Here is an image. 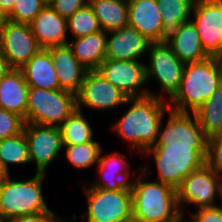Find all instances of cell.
I'll return each mask as SVG.
<instances>
[{
	"label": "cell",
	"mask_w": 222,
	"mask_h": 222,
	"mask_svg": "<svg viewBox=\"0 0 222 222\" xmlns=\"http://www.w3.org/2000/svg\"><path fill=\"white\" fill-rule=\"evenodd\" d=\"M124 106L130 107L112 125V131L126 141L131 150L136 148L140 153H144L154 146L157 140L160 124L170 110L168 102L147 95L128 98Z\"/></svg>",
	"instance_id": "1"
},
{
	"label": "cell",
	"mask_w": 222,
	"mask_h": 222,
	"mask_svg": "<svg viewBox=\"0 0 222 222\" xmlns=\"http://www.w3.org/2000/svg\"><path fill=\"white\" fill-rule=\"evenodd\" d=\"M222 84V58L186 63L179 89L169 100L170 110L194 113Z\"/></svg>",
	"instance_id": "2"
},
{
	"label": "cell",
	"mask_w": 222,
	"mask_h": 222,
	"mask_svg": "<svg viewBox=\"0 0 222 222\" xmlns=\"http://www.w3.org/2000/svg\"><path fill=\"white\" fill-rule=\"evenodd\" d=\"M148 171L147 166L138 167L141 174L130 184L132 213L142 222H174L182 215L177 191L162 182L146 180Z\"/></svg>",
	"instance_id": "3"
},
{
	"label": "cell",
	"mask_w": 222,
	"mask_h": 222,
	"mask_svg": "<svg viewBox=\"0 0 222 222\" xmlns=\"http://www.w3.org/2000/svg\"><path fill=\"white\" fill-rule=\"evenodd\" d=\"M47 174L36 173L27 180H14L8 175L0 180V222L53 212L43 197L42 184Z\"/></svg>",
	"instance_id": "4"
},
{
	"label": "cell",
	"mask_w": 222,
	"mask_h": 222,
	"mask_svg": "<svg viewBox=\"0 0 222 222\" xmlns=\"http://www.w3.org/2000/svg\"><path fill=\"white\" fill-rule=\"evenodd\" d=\"M142 155L154 157L158 171L155 181L177 191L191 172L206 163L207 147H150Z\"/></svg>",
	"instance_id": "5"
},
{
	"label": "cell",
	"mask_w": 222,
	"mask_h": 222,
	"mask_svg": "<svg viewBox=\"0 0 222 222\" xmlns=\"http://www.w3.org/2000/svg\"><path fill=\"white\" fill-rule=\"evenodd\" d=\"M77 109V96L66 90L30 87L25 123L60 127Z\"/></svg>",
	"instance_id": "6"
},
{
	"label": "cell",
	"mask_w": 222,
	"mask_h": 222,
	"mask_svg": "<svg viewBox=\"0 0 222 222\" xmlns=\"http://www.w3.org/2000/svg\"><path fill=\"white\" fill-rule=\"evenodd\" d=\"M147 55L150 61L149 65L145 64L147 83L155 79L163 91V94L150 96L169 101L179 89L186 63L176 56L166 41L151 43Z\"/></svg>",
	"instance_id": "7"
},
{
	"label": "cell",
	"mask_w": 222,
	"mask_h": 222,
	"mask_svg": "<svg viewBox=\"0 0 222 222\" xmlns=\"http://www.w3.org/2000/svg\"><path fill=\"white\" fill-rule=\"evenodd\" d=\"M84 185V186H83ZM87 198L86 222H121L132 214L130 185L118 191H106L83 183Z\"/></svg>",
	"instance_id": "8"
},
{
	"label": "cell",
	"mask_w": 222,
	"mask_h": 222,
	"mask_svg": "<svg viewBox=\"0 0 222 222\" xmlns=\"http://www.w3.org/2000/svg\"><path fill=\"white\" fill-rule=\"evenodd\" d=\"M216 197H222V174L212 170L206 163L191 172L177 190L178 205L184 216V208L189 204L197 210L219 206L215 203Z\"/></svg>",
	"instance_id": "9"
},
{
	"label": "cell",
	"mask_w": 222,
	"mask_h": 222,
	"mask_svg": "<svg viewBox=\"0 0 222 222\" xmlns=\"http://www.w3.org/2000/svg\"><path fill=\"white\" fill-rule=\"evenodd\" d=\"M166 126L160 124L157 140L152 147H207L208 138L194 113L169 110Z\"/></svg>",
	"instance_id": "10"
},
{
	"label": "cell",
	"mask_w": 222,
	"mask_h": 222,
	"mask_svg": "<svg viewBox=\"0 0 222 222\" xmlns=\"http://www.w3.org/2000/svg\"><path fill=\"white\" fill-rule=\"evenodd\" d=\"M191 15L206 54L222 58V0H195Z\"/></svg>",
	"instance_id": "11"
},
{
	"label": "cell",
	"mask_w": 222,
	"mask_h": 222,
	"mask_svg": "<svg viewBox=\"0 0 222 222\" xmlns=\"http://www.w3.org/2000/svg\"><path fill=\"white\" fill-rule=\"evenodd\" d=\"M41 49L30 24L6 19L0 34V51L12 69L22 68Z\"/></svg>",
	"instance_id": "12"
},
{
	"label": "cell",
	"mask_w": 222,
	"mask_h": 222,
	"mask_svg": "<svg viewBox=\"0 0 222 222\" xmlns=\"http://www.w3.org/2000/svg\"><path fill=\"white\" fill-rule=\"evenodd\" d=\"M24 133L28 141L30 163H35L36 173L47 174L46 169L60 156L64 147L60 128L25 123Z\"/></svg>",
	"instance_id": "13"
},
{
	"label": "cell",
	"mask_w": 222,
	"mask_h": 222,
	"mask_svg": "<svg viewBox=\"0 0 222 222\" xmlns=\"http://www.w3.org/2000/svg\"><path fill=\"white\" fill-rule=\"evenodd\" d=\"M113 86L129 98L154 94L146 85L145 63L141 61H117L105 59L97 69Z\"/></svg>",
	"instance_id": "14"
},
{
	"label": "cell",
	"mask_w": 222,
	"mask_h": 222,
	"mask_svg": "<svg viewBox=\"0 0 222 222\" xmlns=\"http://www.w3.org/2000/svg\"><path fill=\"white\" fill-rule=\"evenodd\" d=\"M77 96V109L105 111L125 105L128 96L113 86L97 70H89Z\"/></svg>",
	"instance_id": "15"
},
{
	"label": "cell",
	"mask_w": 222,
	"mask_h": 222,
	"mask_svg": "<svg viewBox=\"0 0 222 222\" xmlns=\"http://www.w3.org/2000/svg\"><path fill=\"white\" fill-rule=\"evenodd\" d=\"M151 43L137 29L129 25L109 31L106 37V59L139 61V58L147 54Z\"/></svg>",
	"instance_id": "16"
},
{
	"label": "cell",
	"mask_w": 222,
	"mask_h": 222,
	"mask_svg": "<svg viewBox=\"0 0 222 222\" xmlns=\"http://www.w3.org/2000/svg\"><path fill=\"white\" fill-rule=\"evenodd\" d=\"M161 10L156 0H128V25L152 43L165 42Z\"/></svg>",
	"instance_id": "17"
},
{
	"label": "cell",
	"mask_w": 222,
	"mask_h": 222,
	"mask_svg": "<svg viewBox=\"0 0 222 222\" xmlns=\"http://www.w3.org/2000/svg\"><path fill=\"white\" fill-rule=\"evenodd\" d=\"M102 154L103 152H101L98 162L99 180L91 181L90 186L106 191H118L130 185L134 180L130 176H136V172L130 170L125 155H121L117 151L106 155Z\"/></svg>",
	"instance_id": "18"
},
{
	"label": "cell",
	"mask_w": 222,
	"mask_h": 222,
	"mask_svg": "<svg viewBox=\"0 0 222 222\" xmlns=\"http://www.w3.org/2000/svg\"><path fill=\"white\" fill-rule=\"evenodd\" d=\"M47 49L50 51L56 69L60 89L77 95L89 70L78 62L68 44Z\"/></svg>",
	"instance_id": "19"
},
{
	"label": "cell",
	"mask_w": 222,
	"mask_h": 222,
	"mask_svg": "<svg viewBox=\"0 0 222 222\" xmlns=\"http://www.w3.org/2000/svg\"><path fill=\"white\" fill-rule=\"evenodd\" d=\"M33 35L41 48L62 46L69 43L67 19L47 5L30 23Z\"/></svg>",
	"instance_id": "20"
},
{
	"label": "cell",
	"mask_w": 222,
	"mask_h": 222,
	"mask_svg": "<svg viewBox=\"0 0 222 222\" xmlns=\"http://www.w3.org/2000/svg\"><path fill=\"white\" fill-rule=\"evenodd\" d=\"M29 89L22 71L11 69L0 81V108L26 120Z\"/></svg>",
	"instance_id": "21"
},
{
	"label": "cell",
	"mask_w": 222,
	"mask_h": 222,
	"mask_svg": "<svg viewBox=\"0 0 222 222\" xmlns=\"http://www.w3.org/2000/svg\"><path fill=\"white\" fill-rule=\"evenodd\" d=\"M166 43L184 63L199 62L209 57L201 45L198 31L191 20L183 23L177 31L169 35Z\"/></svg>",
	"instance_id": "22"
},
{
	"label": "cell",
	"mask_w": 222,
	"mask_h": 222,
	"mask_svg": "<svg viewBox=\"0 0 222 222\" xmlns=\"http://www.w3.org/2000/svg\"><path fill=\"white\" fill-rule=\"evenodd\" d=\"M20 70L29 87L46 90L60 89L56 69L48 49L42 48Z\"/></svg>",
	"instance_id": "23"
},
{
	"label": "cell",
	"mask_w": 222,
	"mask_h": 222,
	"mask_svg": "<svg viewBox=\"0 0 222 222\" xmlns=\"http://www.w3.org/2000/svg\"><path fill=\"white\" fill-rule=\"evenodd\" d=\"M107 32L89 34L69 41L74 56L88 70H97L106 59Z\"/></svg>",
	"instance_id": "24"
},
{
	"label": "cell",
	"mask_w": 222,
	"mask_h": 222,
	"mask_svg": "<svg viewBox=\"0 0 222 222\" xmlns=\"http://www.w3.org/2000/svg\"><path fill=\"white\" fill-rule=\"evenodd\" d=\"M101 30L105 32L128 26L127 0H88Z\"/></svg>",
	"instance_id": "25"
},
{
	"label": "cell",
	"mask_w": 222,
	"mask_h": 222,
	"mask_svg": "<svg viewBox=\"0 0 222 222\" xmlns=\"http://www.w3.org/2000/svg\"><path fill=\"white\" fill-rule=\"evenodd\" d=\"M194 114L207 138L222 133V84Z\"/></svg>",
	"instance_id": "26"
},
{
	"label": "cell",
	"mask_w": 222,
	"mask_h": 222,
	"mask_svg": "<svg viewBox=\"0 0 222 222\" xmlns=\"http://www.w3.org/2000/svg\"><path fill=\"white\" fill-rule=\"evenodd\" d=\"M161 10L166 38L189 21L195 0H156Z\"/></svg>",
	"instance_id": "27"
},
{
	"label": "cell",
	"mask_w": 222,
	"mask_h": 222,
	"mask_svg": "<svg viewBox=\"0 0 222 222\" xmlns=\"http://www.w3.org/2000/svg\"><path fill=\"white\" fill-rule=\"evenodd\" d=\"M63 146H71L92 142L93 129L83 114V109H76L59 127Z\"/></svg>",
	"instance_id": "28"
},
{
	"label": "cell",
	"mask_w": 222,
	"mask_h": 222,
	"mask_svg": "<svg viewBox=\"0 0 222 222\" xmlns=\"http://www.w3.org/2000/svg\"><path fill=\"white\" fill-rule=\"evenodd\" d=\"M0 157L8 172H10L9 165L30 163L28 141L24 131L16 136L0 140Z\"/></svg>",
	"instance_id": "29"
},
{
	"label": "cell",
	"mask_w": 222,
	"mask_h": 222,
	"mask_svg": "<svg viewBox=\"0 0 222 222\" xmlns=\"http://www.w3.org/2000/svg\"><path fill=\"white\" fill-rule=\"evenodd\" d=\"M67 161L76 169H88L98 164L103 147L96 140L84 144L64 146Z\"/></svg>",
	"instance_id": "30"
},
{
	"label": "cell",
	"mask_w": 222,
	"mask_h": 222,
	"mask_svg": "<svg viewBox=\"0 0 222 222\" xmlns=\"http://www.w3.org/2000/svg\"><path fill=\"white\" fill-rule=\"evenodd\" d=\"M67 28L74 38L101 31L98 19L89 3L67 19Z\"/></svg>",
	"instance_id": "31"
},
{
	"label": "cell",
	"mask_w": 222,
	"mask_h": 222,
	"mask_svg": "<svg viewBox=\"0 0 222 222\" xmlns=\"http://www.w3.org/2000/svg\"><path fill=\"white\" fill-rule=\"evenodd\" d=\"M47 5L48 0H15L6 19L17 23L30 24Z\"/></svg>",
	"instance_id": "32"
},
{
	"label": "cell",
	"mask_w": 222,
	"mask_h": 222,
	"mask_svg": "<svg viewBox=\"0 0 222 222\" xmlns=\"http://www.w3.org/2000/svg\"><path fill=\"white\" fill-rule=\"evenodd\" d=\"M24 126L21 116L0 108V140L18 135L24 131Z\"/></svg>",
	"instance_id": "33"
},
{
	"label": "cell",
	"mask_w": 222,
	"mask_h": 222,
	"mask_svg": "<svg viewBox=\"0 0 222 222\" xmlns=\"http://www.w3.org/2000/svg\"><path fill=\"white\" fill-rule=\"evenodd\" d=\"M206 164L222 174V133L208 138Z\"/></svg>",
	"instance_id": "34"
},
{
	"label": "cell",
	"mask_w": 222,
	"mask_h": 222,
	"mask_svg": "<svg viewBox=\"0 0 222 222\" xmlns=\"http://www.w3.org/2000/svg\"><path fill=\"white\" fill-rule=\"evenodd\" d=\"M86 4H88V0H48V5L65 19H68Z\"/></svg>",
	"instance_id": "35"
},
{
	"label": "cell",
	"mask_w": 222,
	"mask_h": 222,
	"mask_svg": "<svg viewBox=\"0 0 222 222\" xmlns=\"http://www.w3.org/2000/svg\"><path fill=\"white\" fill-rule=\"evenodd\" d=\"M193 222H222V207L202 208L190 213Z\"/></svg>",
	"instance_id": "36"
},
{
	"label": "cell",
	"mask_w": 222,
	"mask_h": 222,
	"mask_svg": "<svg viewBox=\"0 0 222 222\" xmlns=\"http://www.w3.org/2000/svg\"><path fill=\"white\" fill-rule=\"evenodd\" d=\"M68 219L56 215L54 212H42L34 215L22 216L5 222H68Z\"/></svg>",
	"instance_id": "37"
},
{
	"label": "cell",
	"mask_w": 222,
	"mask_h": 222,
	"mask_svg": "<svg viewBox=\"0 0 222 222\" xmlns=\"http://www.w3.org/2000/svg\"><path fill=\"white\" fill-rule=\"evenodd\" d=\"M11 66L9 62L4 57L2 52L0 51V81L7 75V73L11 70Z\"/></svg>",
	"instance_id": "38"
},
{
	"label": "cell",
	"mask_w": 222,
	"mask_h": 222,
	"mask_svg": "<svg viewBox=\"0 0 222 222\" xmlns=\"http://www.w3.org/2000/svg\"><path fill=\"white\" fill-rule=\"evenodd\" d=\"M15 0H0V12L6 17L12 10Z\"/></svg>",
	"instance_id": "39"
},
{
	"label": "cell",
	"mask_w": 222,
	"mask_h": 222,
	"mask_svg": "<svg viewBox=\"0 0 222 222\" xmlns=\"http://www.w3.org/2000/svg\"><path fill=\"white\" fill-rule=\"evenodd\" d=\"M10 175V172H8L3 163H2V160H1V157H0V180L3 179L4 177Z\"/></svg>",
	"instance_id": "40"
},
{
	"label": "cell",
	"mask_w": 222,
	"mask_h": 222,
	"mask_svg": "<svg viewBox=\"0 0 222 222\" xmlns=\"http://www.w3.org/2000/svg\"><path fill=\"white\" fill-rule=\"evenodd\" d=\"M121 222H142V221L132 213L130 216L124 218Z\"/></svg>",
	"instance_id": "41"
},
{
	"label": "cell",
	"mask_w": 222,
	"mask_h": 222,
	"mask_svg": "<svg viewBox=\"0 0 222 222\" xmlns=\"http://www.w3.org/2000/svg\"><path fill=\"white\" fill-rule=\"evenodd\" d=\"M5 21H6V17L0 12V34H1Z\"/></svg>",
	"instance_id": "42"
},
{
	"label": "cell",
	"mask_w": 222,
	"mask_h": 222,
	"mask_svg": "<svg viewBox=\"0 0 222 222\" xmlns=\"http://www.w3.org/2000/svg\"><path fill=\"white\" fill-rule=\"evenodd\" d=\"M186 217L184 215H181L177 220L174 222H193L191 219H185Z\"/></svg>",
	"instance_id": "43"
}]
</instances>
